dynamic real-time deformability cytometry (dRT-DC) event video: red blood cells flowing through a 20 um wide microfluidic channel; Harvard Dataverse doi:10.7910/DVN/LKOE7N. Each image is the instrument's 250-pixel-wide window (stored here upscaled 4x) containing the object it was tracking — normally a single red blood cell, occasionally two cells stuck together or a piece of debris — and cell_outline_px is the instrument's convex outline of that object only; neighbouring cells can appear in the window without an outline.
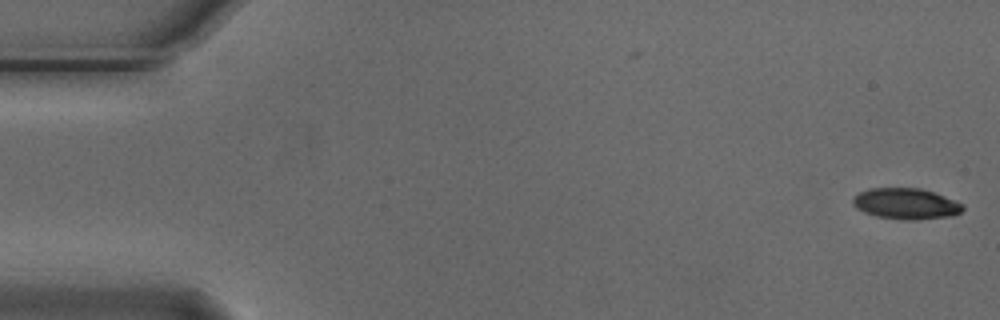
{"species": "Egyptian fruit bat (a non-hibernating species)", "species_latin": "Rousettus aegyptiacus", "temperature_condition": "cold", "stored_images_in_passage": 55, "camera_frame_rate_fps": 3000, "um_per_image_px": 0.085, "animal": {"sex": "male"}, "frame": {"image": 1, "passage_image": 1, "time_ms": 0.0, "image_size_px": [1000, 320], "cell_outline_px": [[964, 208], [960, 212], [948, 216], [916, 220], [908, 220], [876, 216], [864, 212], [856, 208], [852, 204], [852, 200], [860, 192], [868, 188], [920, 188], [944, 196], [964, 204]], "centroid_in_image_um": [76.98, 17.31], "position_along_channel_um": 8.0, "area_um2": 19.65}}
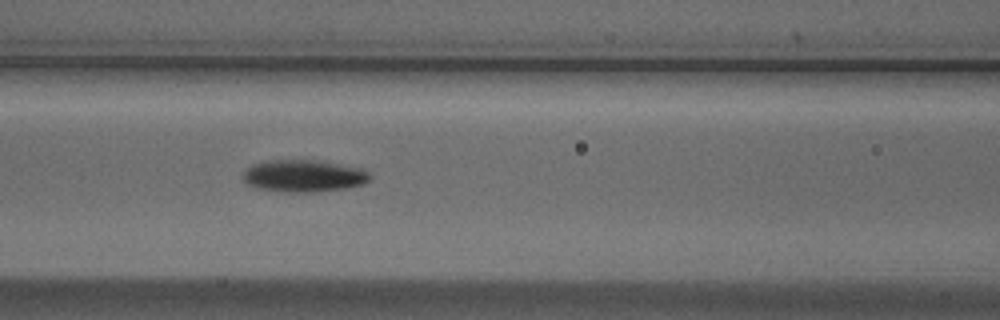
{"frame": {"image": 2, "passage_image": 23, "time_ms": 7.333, "image_size_px": [1000, 320], "cell_outline_px": [[372, 176], [364, 184], [348, 188], [308, 192], [284, 192], [256, 188], [248, 184], [244, 180], [244, 172], [252, 164], [272, 160], [320, 160], [360, 168], [368, 172]], "centroid_in_image_um": [25.83, 14.95], "position_along_channel_um": 140.8, "area_um2": 23.7}}
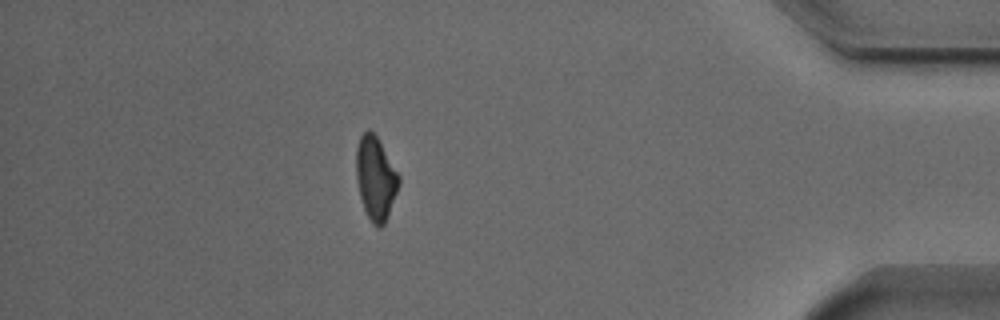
{"frame": {"image": 3, "passage_image": 48, "time_ms": 15.667, "image_size_px": [1000, 320], "cell_outline_px": [[400, 184], [388, 216], [384, 224], [380, 228], [372, 224], [364, 208], [360, 196], [356, 176], [356, 148], [360, 136], [368, 128], [376, 136], [400, 176]], "centroid_in_image_um": [31.93, 15.16], "position_along_channel_um": 403.3, "area_um2": 20.58}, "authors_computed_cell_mechanics": {"area_um2": 20.9814, "velocity_mm_per_s": 3.7192, "shape_relaxation_time_tau1_ms": 2.4573, "shape_relaxation_time_tau2_ms": null, "deformation_change_tau1": 0.1173, "deformation_change_tau2": null}}